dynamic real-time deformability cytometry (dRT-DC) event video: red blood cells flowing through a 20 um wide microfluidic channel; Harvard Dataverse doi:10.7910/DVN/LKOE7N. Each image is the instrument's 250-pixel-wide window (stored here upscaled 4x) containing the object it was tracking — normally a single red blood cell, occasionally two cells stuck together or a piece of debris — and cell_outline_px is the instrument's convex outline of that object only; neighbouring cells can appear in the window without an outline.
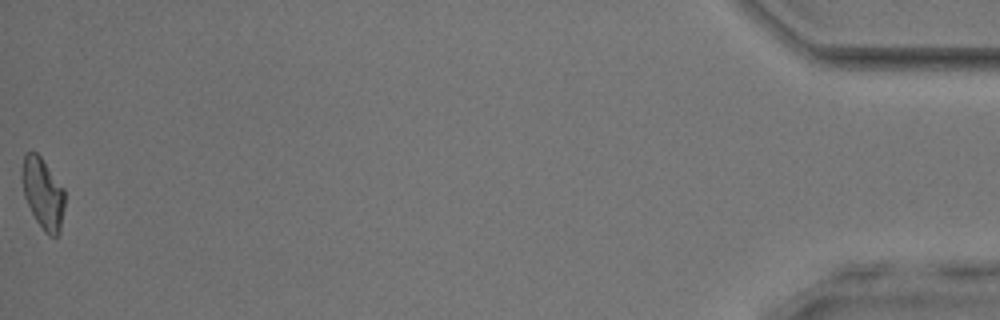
{"species": "common noctule bat (a hibernating species)", "species_latin": "Nyctalus noctula", "temperature_condition": "room temperature", "stored_images_in_passage": 51, "camera_frame_rate_fps": 3000, "um_per_image_px": 0.085, "animal": {"sex": "male", "body_mass_g": 17.9, "forearm_length_mm": 54.2}, "frame": {"image": 1, "passage_image": 51, "time_ms": 16.667, "image_size_px": [1000, 320], "cell_outline_px": [[64, 208], [60, 232], [56, 236], [48, 236], [44, 232], [36, 220], [24, 196], [20, 176], [20, 168], [24, 152], [36, 152], [40, 156], [64, 188]], "centroid_in_image_um": [3.62, 16.41], "position_along_channel_um": 431.6, "area_um2": 17.92}, "authors_computed_cell_mechanics": {"area_um2": 18.6116, "velocity_mm_per_s": 4.0062, "shape_relaxation_time_tau1_ms": 10.2678, "shape_relaxation_time_tau2_ms": 4.948, "deformation_change_tau1": 0.2683, "deformation_change_tau2": 0.1435}}